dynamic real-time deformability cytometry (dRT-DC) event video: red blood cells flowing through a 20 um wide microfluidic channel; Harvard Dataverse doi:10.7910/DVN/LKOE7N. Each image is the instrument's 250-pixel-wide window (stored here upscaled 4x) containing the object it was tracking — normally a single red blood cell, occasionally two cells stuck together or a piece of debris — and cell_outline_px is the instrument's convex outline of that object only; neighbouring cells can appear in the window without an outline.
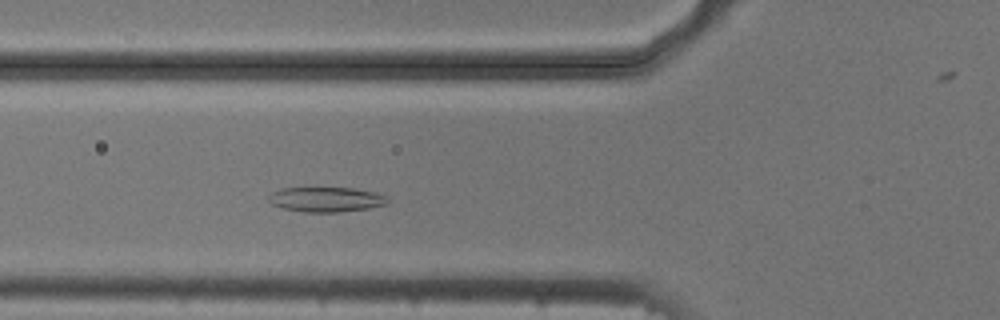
{"species": "common noctule bat (a hibernating species)", "species_latin": "Nyctalus noctula", "temperature_condition": "cold", "stored_images_in_passage": 46, "camera_frame_rate_fps": 3000, "um_per_image_px": 0.085, "animal": {"sex": "male", "body_mass_g": 20.5, "forearm_length_mm": 52.5}, "frame": {"image": 1, "passage_image": 11, "time_ms": 3.333, "image_size_px": [1000, 320], "cell_outline_px": [[388, 204], [368, 208], [340, 212], [304, 212], [284, 208], [272, 204], [268, 200], [268, 196], [272, 192], [280, 188], [356, 188], [376, 192], [388, 196]], "centroid_in_image_um": [27.75, 16.94], "position_along_channel_um": 98.1, "area_um2": 17.34}}
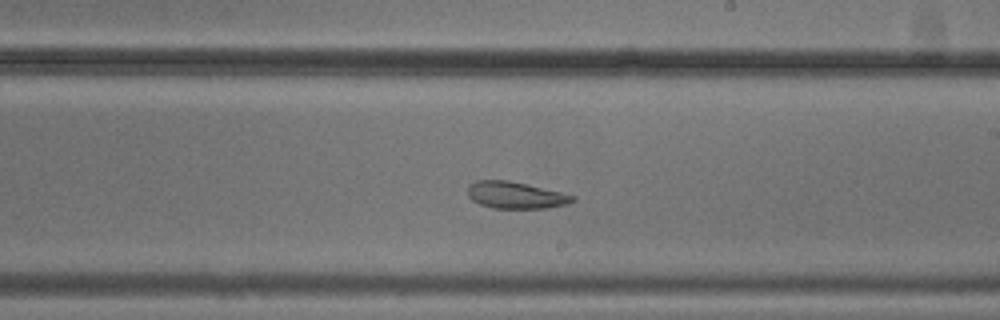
{"frame": {"image": 2, "passage_image": 23, "time_ms": 7.333, "image_size_px": [1000, 320], "cell_outline_px": [[576, 200], [568, 204], [548, 208], [492, 208], [480, 204], [472, 200], [468, 196], [468, 184], [476, 180], [508, 180], [560, 192], [576, 196]], "centroid_in_image_um": [43.82, 16.59], "position_along_channel_um": 245.2, "area_um2": 16.42}}
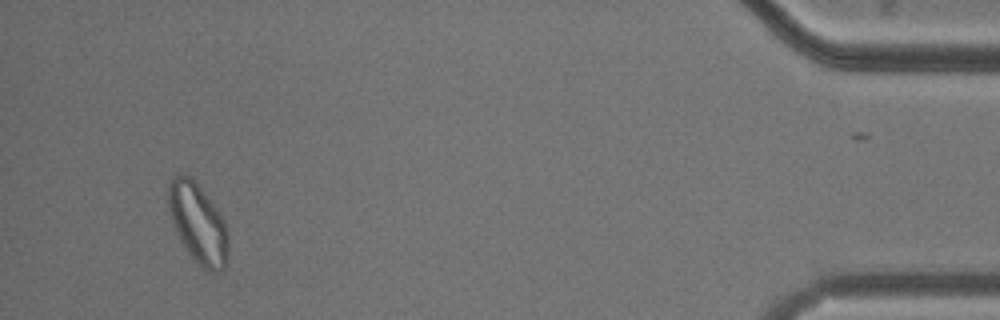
{"frame": {"image": 3, "passage_image": 43, "time_ms": 14.0, "image_size_px": [1000, 320], "cell_outline_px": [[228, 264], [224, 272], [212, 272], [196, 264], [192, 260], [184, 248], [172, 224], [168, 204], [168, 180], [172, 176], [184, 172], [212, 200], [220, 212], [224, 220], [228, 232]], "centroid_in_image_um": [16.84, 19.03], "position_along_channel_um": 418.4, "area_um2": 28.67}, "authors_computed_cell_mechanics": {"area_um2": 20.7502, "velocity_mm_per_s": 3.6672, "shape_relaxation_time_tau1_ms": null, "shape_relaxation_time_tau2_ms": 3.5278, "deformation_change_tau1": null, "deformation_change_tau2": 0.0993}}